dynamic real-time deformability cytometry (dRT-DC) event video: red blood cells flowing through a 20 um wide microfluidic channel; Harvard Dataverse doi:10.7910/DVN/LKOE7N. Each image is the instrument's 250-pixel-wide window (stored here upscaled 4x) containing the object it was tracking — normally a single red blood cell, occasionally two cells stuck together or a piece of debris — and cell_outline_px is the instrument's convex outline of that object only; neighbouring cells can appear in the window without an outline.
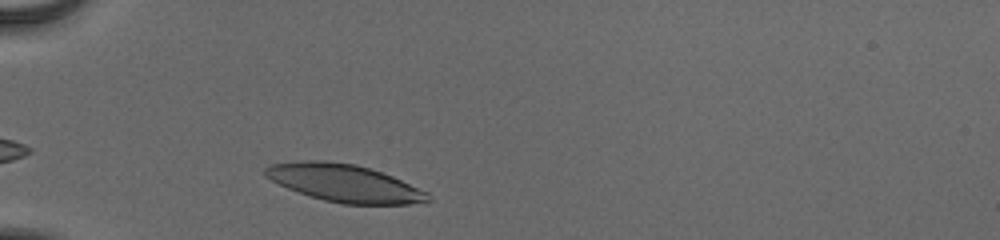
{"species": "human", "species_latin": "Homo sapiens", "temperature_condition": "cold", "stored_images_in_passage": 30, "camera_frame_rate_fps": 3000, "um_per_image_px": 0.085, "donor": {"sex": "male"}, "frame": {"image": 1, "passage_image": 1, "time_ms": 0.0, "image_size_px": [1000, 240], "cell_outline_px": [[432, 200], [408, 204], [344, 204], [324, 200], [288, 188], [264, 176], [264, 168], [272, 164], [308, 160], [324, 160], [356, 164], [392, 176], [428, 192]], "centroid_in_image_um": [29.28, 15.56], "position_along_channel_um": 55.7, "area_um2": 35.14}}
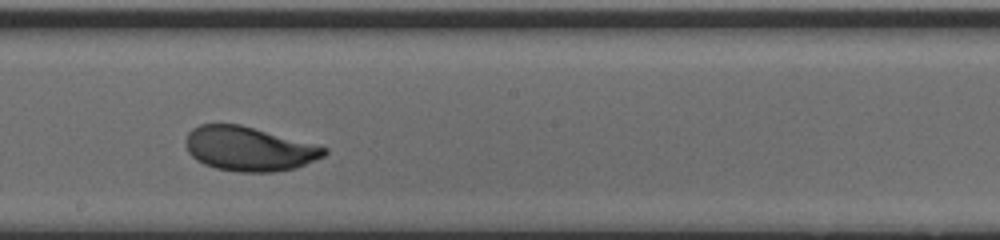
{"frame": {"image": 2, "passage_image": 16, "time_ms": 5.0, "image_size_px": [1000, 240], "cell_outline_px": [[328, 152], [324, 156], [296, 168], [276, 172], [240, 172], [216, 168], [204, 164], [196, 160], [188, 152], [184, 140], [188, 132], [192, 128], [200, 124], [240, 124], [328, 148]], "centroid_in_image_um": [21.13, 12.65], "position_along_channel_um": 227.1, "area_um2": 35.72}}
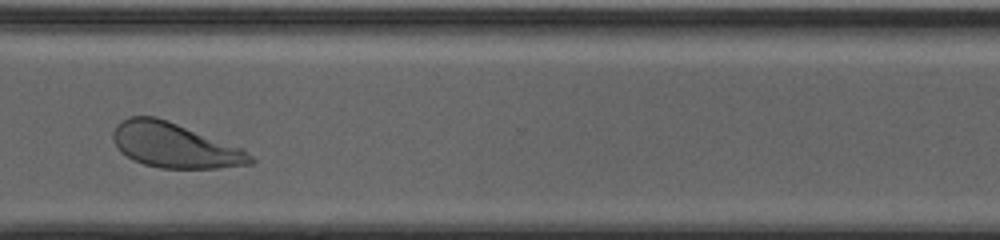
{"frame": {"image": 3, "passage_image": 26, "time_ms": 8.333, "image_size_px": [1000, 240], "cell_outline_px": [[256, 160], [252, 164], [216, 168], [160, 168], [144, 164], [132, 160], [120, 152], [112, 140], [112, 132], [116, 124], [120, 120], [128, 116], [156, 116], [168, 120], [244, 148]], "centroid_in_image_um": [14.83, 12.34], "position_along_channel_um": 355.8, "area_um2": 36.36}, "authors_computed_cell_mechanics": {"area_um2": 35.9516, "velocity_mm_per_s": 3.8282, "shape_relaxation_time_tau1_ms": 2.6282, "shape_relaxation_time_tau2_ms": 1.5812, "deformation_change_tau1": 0.1616, "deformation_change_tau2": 0.0654}}